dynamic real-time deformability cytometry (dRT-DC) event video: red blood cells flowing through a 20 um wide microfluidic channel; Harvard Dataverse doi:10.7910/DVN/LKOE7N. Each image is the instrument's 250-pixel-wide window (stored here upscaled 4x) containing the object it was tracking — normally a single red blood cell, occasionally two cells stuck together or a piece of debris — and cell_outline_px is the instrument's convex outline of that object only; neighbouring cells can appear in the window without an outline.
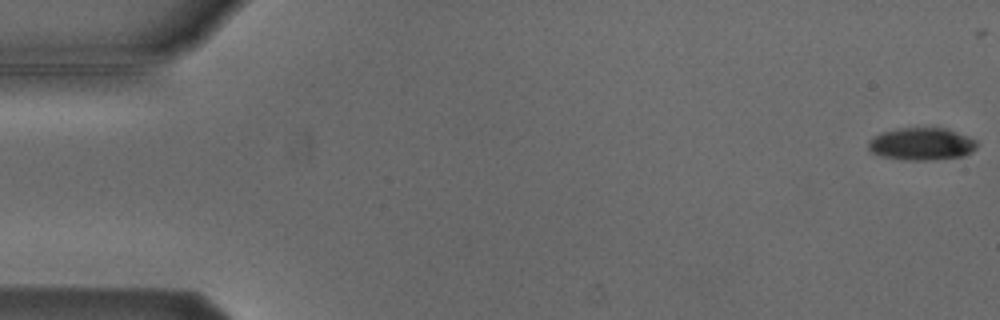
{"species": "Egyptian fruit bat (a non-hibernating species)", "species_latin": "Rousettus aegyptiacus", "temperature_condition": "cold", "stored_images_in_passage": 6, "camera_frame_rate_fps": 3000, "um_per_image_px": 0.085, "animal": {"sex": "male"}, "frame": {"image": 1, "passage_image": 1, "time_ms": 0.0, "image_size_px": [1000, 320], "cell_outline_px": [[976, 148], [972, 152], [964, 156], [928, 160], [904, 160], [884, 156], [872, 152], [868, 148], [868, 140], [884, 132], [900, 128], [944, 128], [956, 132], [976, 140]], "centroid_in_image_um": [78.34, 12.24], "position_along_channel_um": 6.7, "area_um2": 20.23}}
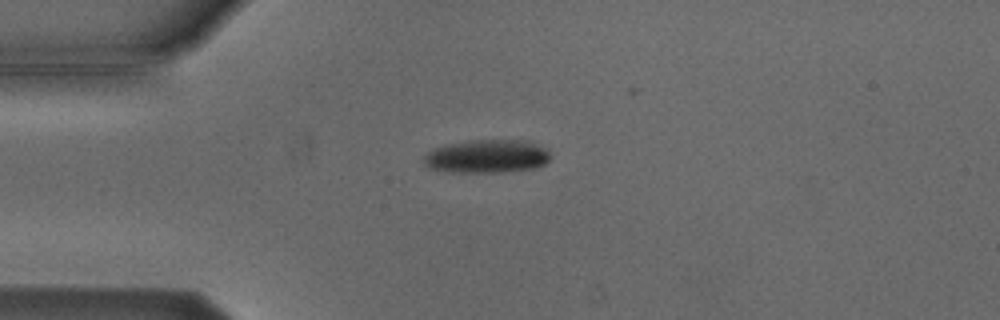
{"frame": {"image": 2, "passage_image": 5, "time_ms": 4.333, "image_size_px": [1000, 320], "cell_outline_px": [[548, 160], [544, 164], [536, 168], [500, 172], [448, 172], [432, 168], [424, 164], [424, 156], [428, 152], [444, 144], [472, 140], [532, 140], [548, 148]], "centroid_in_image_um": [41.43, 13.27], "position_along_channel_um": 43.6, "area_um2": 24.74}}